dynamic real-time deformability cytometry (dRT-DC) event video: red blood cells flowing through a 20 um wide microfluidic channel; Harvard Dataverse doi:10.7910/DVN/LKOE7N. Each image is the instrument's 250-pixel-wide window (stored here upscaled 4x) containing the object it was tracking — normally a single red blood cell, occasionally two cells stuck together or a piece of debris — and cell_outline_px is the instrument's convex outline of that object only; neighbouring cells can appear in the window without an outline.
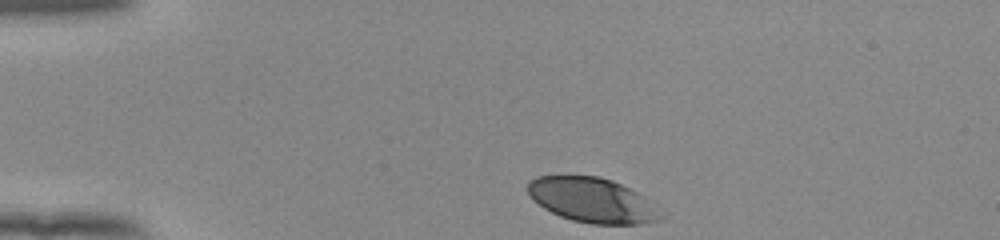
{"species": "human", "species_latin": "Homo sapiens", "temperature_condition": "room temperature", "stored_images_in_passage": 34, "camera_frame_rate_fps": 3000, "um_per_image_px": 0.085, "donor": {"sex": "female"}, "frame": {"image": 1, "passage_image": 1, "time_ms": 0.0, "image_size_px": [1000, 240], "cell_outline_px": [[664, 216], [660, 220], [640, 224], [592, 224], [572, 220], [560, 216], [544, 208], [528, 192], [528, 180], [536, 176], [600, 176], [612, 180], [644, 196]], "centroid_in_image_um": [50.35, 17.02], "position_along_channel_um": 34.7, "area_um2": 34.33}}
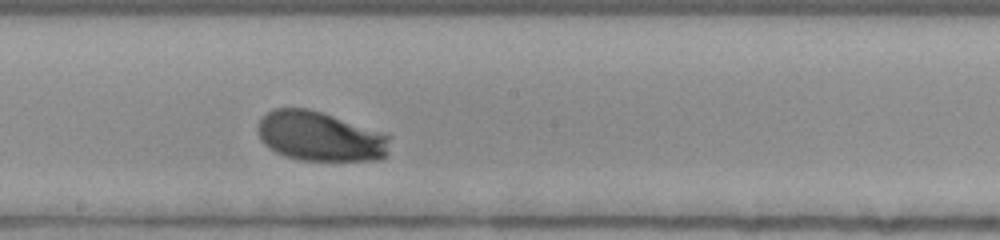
{"frame": {"image": 2, "passage_image": 20, "time_ms": 6.333, "image_size_px": [1000, 240], "cell_outline_px": [[388, 156], [384, 160], [300, 160], [284, 156], [268, 148], [260, 140], [256, 132], [256, 128], [260, 120], [272, 108], [308, 108], [388, 132]], "centroid_in_image_um": [27.22, 11.59], "position_along_channel_um": 221.0, "area_um2": 38.84}}
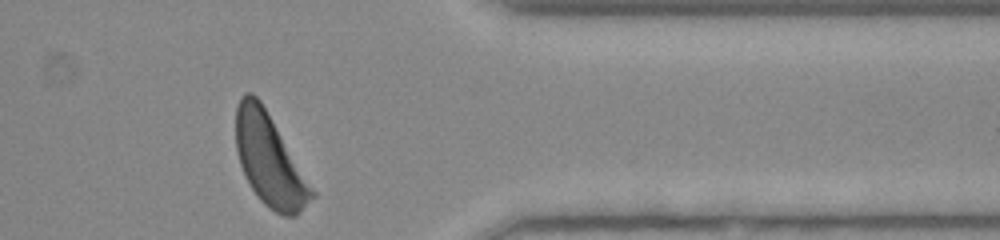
{"frame": {"image": 3, "passage_image": 34, "time_ms": 11.0, "image_size_px": [1000, 240], "cell_outline_px": [[316, 196], [296, 216], [284, 216], [268, 208], [260, 200], [244, 176], [240, 164], [236, 148], [236, 108], [240, 96], [244, 92], [252, 92], [260, 100], [316, 192]], "centroid_in_image_um": [22.9, 13.62], "position_along_channel_um": 388.5, "area_um2": 40.34}, "authors_computed_cell_mechanics": {"area_um2": 37.7723, "velocity_mm_per_s": 3.8503, "shape_relaxation_time_tau1_ms": 2.2564, "shape_relaxation_time_tau2_ms": null, "deformation_change_tau1": 0.1328, "deformation_change_tau2": null}}